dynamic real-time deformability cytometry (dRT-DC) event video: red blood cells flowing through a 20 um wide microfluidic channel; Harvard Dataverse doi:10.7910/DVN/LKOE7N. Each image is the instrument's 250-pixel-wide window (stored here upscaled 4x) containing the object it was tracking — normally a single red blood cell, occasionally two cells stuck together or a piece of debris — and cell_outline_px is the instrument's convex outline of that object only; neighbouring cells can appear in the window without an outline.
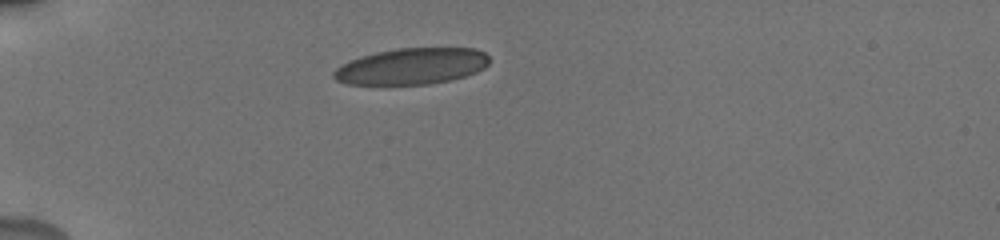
{"species": "human", "species_latin": "Homo sapiens", "temperature_condition": "cold", "stored_images_in_passage": 39, "camera_frame_rate_fps": 3000, "um_per_image_px": 0.085, "donor": {"sex": "male"}, "frame": {"image": 1, "passage_image": 1, "time_ms": 0.0, "image_size_px": [1000, 240], "cell_outline_px": [[488, 64], [484, 68], [476, 72], [464, 76], [448, 80], [428, 84], [348, 84], [336, 80], [332, 76], [332, 72], [340, 64], [360, 56], [376, 52], [396, 48], [476, 48], [484, 52], [488, 56]], "centroid_in_image_um": [34.96, 5.62], "position_along_channel_um": 50.0, "area_um2": 32.89}}
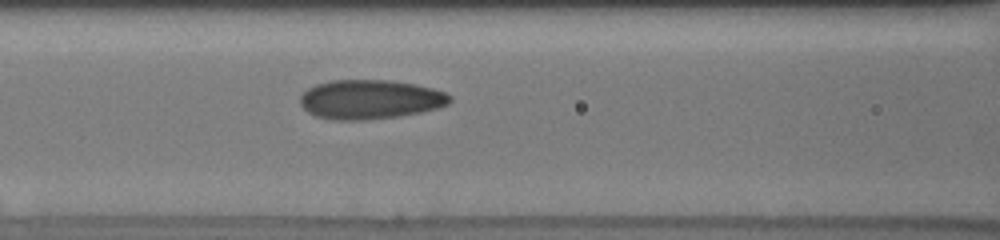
{"frame": {"image": 2, "passage_image": 10, "time_ms": 3.0, "image_size_px": [1000, 240], "cell_outline_px": [[452, 100], [448, 104], [436, 108], [420, 112], [400, 116], [364, 120], [332, 120], [316, 116], [308, 112], [300, 104], [300, 96], [308, 88], [316, 84], [332, 80], [392, 80], [416, 84], [432, 88], [444, 92], [452, 96]], "centroid_in_image_um": [31.46, 8.45], "position_along_channel_um": 135.1, "area_um2": 34.39}}
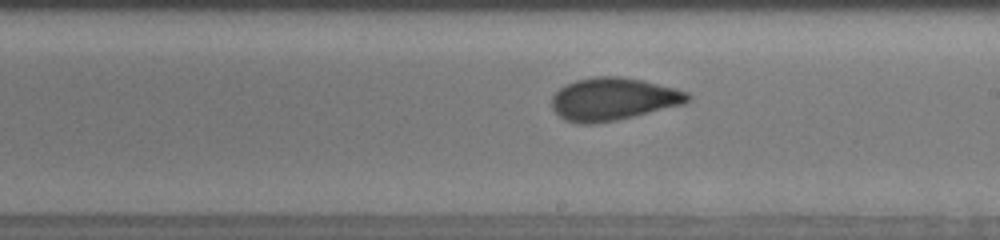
{"frame": {"image": 3, "passage_image": 18, "time_ms": 5.667, "image_size_px": [1000, 240], "cell_outline_px": [[692, 96], [684, 104], [616, 120], [592, 124], [580, 124], [564, 120], [552, 108], [552, 96], [560, 88], [576, 80], [592, 76], [620, 76], [640, 80], [688, 92]], "centroid_in_image_um": [52.09, 8.42], "position_along_channel_um": 236.9, "area_um2": 33.47}, "authors_computed_cell_mechanics": {"area_um2": 33.0616, "velocity_mm_per_s": 3.8266, "shape_relaxation_time_tau1_ms": 5.8028, "shape_relaxation_time_tau2_ms": 1.2496, "deformation_change_tau1": 0.1682, "deformation_change_tau2": 0.0632}}